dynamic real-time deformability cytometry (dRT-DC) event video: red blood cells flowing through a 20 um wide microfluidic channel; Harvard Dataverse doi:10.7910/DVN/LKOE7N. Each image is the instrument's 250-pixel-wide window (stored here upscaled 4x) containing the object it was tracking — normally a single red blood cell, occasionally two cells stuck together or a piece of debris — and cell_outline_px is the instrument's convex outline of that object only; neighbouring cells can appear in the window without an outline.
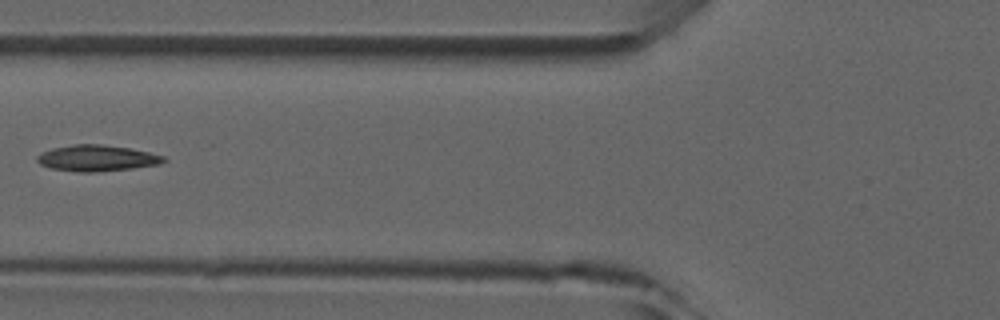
{"species": "common noctule bat (a hibernating species)", "species_latin": "Nyctalus noctula", "temperature_condition": "room temperature", "stored_images_in_passage": 7, "camera_frame_rate_fps": 3000, "um_per_image_px": 0.085, "animal": {"sex": "male", "forearm_length_mm": 52.5}, "frame": {"image": 1, "passage_image": 6, "time_ms": 5.667, "image_size_px": [1000, 320], "cell_outline_px": [[168, 160], [160, 164], [132, 168], [96, 172], [80, 172], [52, 168], [40, 164], [36, 160], [36, 156], [40, 152], [52, 148], [72, 144], [104, 144], [128, 148], [148, 152], [164, 156]], "centroid_in_image_um": [8.22, 13.43], "position_along_channel_um": 117.6, "area_um2": 19.31}}
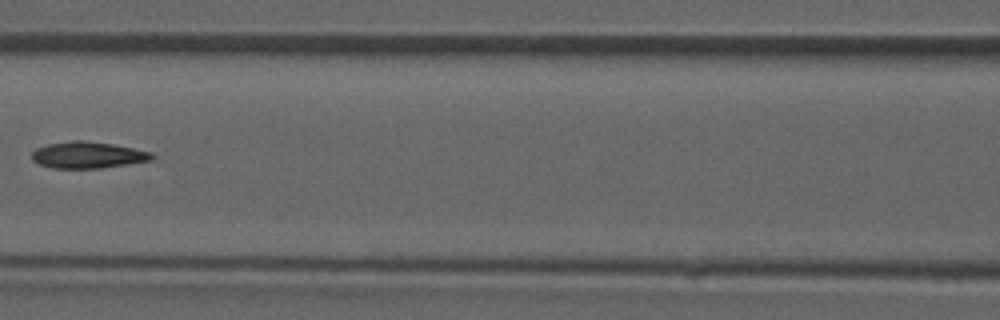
{"frame": {"image": 2, "passage_image": 7, "time_ms": 6.667, "image_size_px": [1000, 320], "cell_outline_px": [[156, 156], [152, 160], [128, 164], [100, 168], [52, 168], [40, 164], [32, 160], [32, 152], [36, 148], [44, 144], [72, 140], [80, 140], [112, 144], [152, 152]], "centroid_in_image_um": [7.45, 13.17], "position_along_channel_um": 159.1, "area_um2": 18.61}}